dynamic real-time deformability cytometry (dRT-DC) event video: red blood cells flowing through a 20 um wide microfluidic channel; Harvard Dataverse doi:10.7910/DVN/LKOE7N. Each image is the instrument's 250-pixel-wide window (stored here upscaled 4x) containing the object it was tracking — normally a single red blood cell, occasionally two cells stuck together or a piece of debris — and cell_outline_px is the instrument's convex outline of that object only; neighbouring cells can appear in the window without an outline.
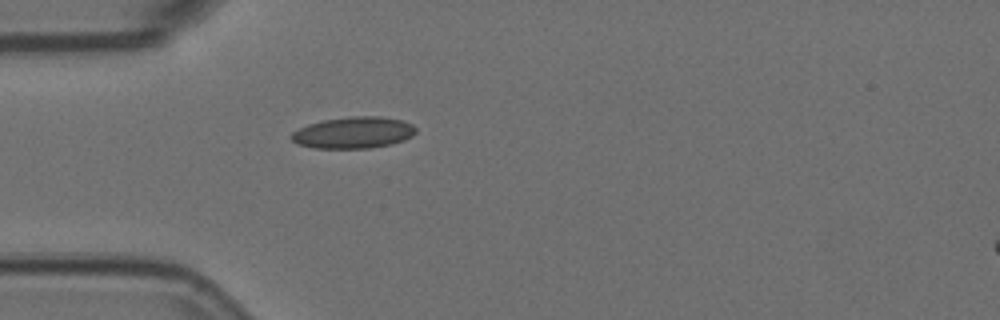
{"species": "Egyptian fruit bat (a non-hibernating species)", "species_latin": "Rousettus aegyptiacus", "temperature_condition": "room temperature", "stored_images_in_passage": 1, "camera_frame_rate_fps": 3000, "um_per_image_px": 0.085, "animal": {"sex": "female"}, "frame": {"image": 1, "passage_image": 1, "time_ms": 0.0, "image_size_px": [1000, 320], "cell_outline_px": [[416, 132], [412, 136], [404, 140], [392, 144], [368, 148], [316, 148], [296, 144], [288, 136], [292, 132], [308, 124], [324, 120], [352, 116], [380, 116], [404, 120], [412, 124], [416, 128]], "centroid_in_image_um": [30.05, 11.27], "position_along_channel_um": 54.9, "area_um2": 23.0}}